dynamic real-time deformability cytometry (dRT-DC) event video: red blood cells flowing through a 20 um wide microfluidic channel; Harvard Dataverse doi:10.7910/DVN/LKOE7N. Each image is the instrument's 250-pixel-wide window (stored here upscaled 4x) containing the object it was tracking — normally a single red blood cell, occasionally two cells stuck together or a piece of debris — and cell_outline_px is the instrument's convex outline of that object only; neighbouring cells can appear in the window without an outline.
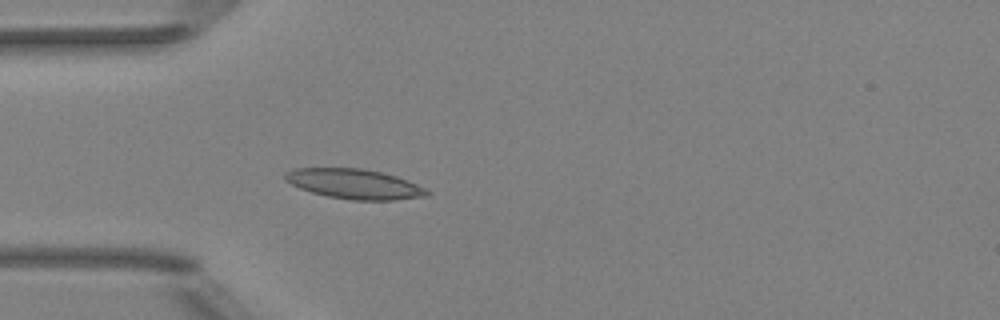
{"species": "Egyptian fruit bat (a non-hibernating species)", "species_latin": "Rousettus aegyptiacus", "temperature_condition": "room temperature", "stored_images_in_passage": 3, "camera_frame_rate_fps": 3000, "um_per_image_px": 0.085, "animal": {"sex": "female"}, "frame": {"image": 1, "passage_image": 3, "time_ms": 3.333, "image_size_px": [1000, 320], "cell_outline_px": [[432, 192], [428, 196], [392, 200], [352, 200], [328, 196], [312, 192], [300, 188], [284, 180], [284, 172], [296, 168], [364, 168], [384, 172], [408, 180]], "centroid_in_image_um": [30.14, 15.63], "position_along_channel_um": 54.9, "area_um2": 24.8}}